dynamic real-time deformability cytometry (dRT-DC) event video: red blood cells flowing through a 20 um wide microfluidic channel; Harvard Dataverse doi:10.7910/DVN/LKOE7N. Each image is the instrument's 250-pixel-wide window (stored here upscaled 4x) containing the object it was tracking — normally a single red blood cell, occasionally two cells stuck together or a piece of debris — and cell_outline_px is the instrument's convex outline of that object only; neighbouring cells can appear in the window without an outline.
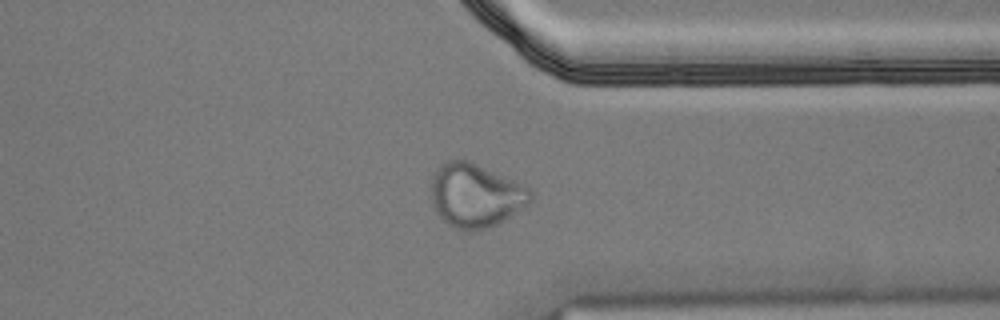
{"species": "Egyptian fruit bat (a non-hibernating species)", "species_latin": "Rousettus aegyptiacus", "temperature_condition": "cold", "stored_images_in_passage": 45, "camera_frame_rate_fps": 3000, "um_per_image_px": 0.085, "animal": {"sex": "male"}, "frame": {"image": 1, "passage_image": 32, "time_ms": 10.333, "image_size_px": [1000, 320], "cell_outline_px": [[532, 200], [528, 204], [496, 224], [484, 228], [456, 228], [448, 224], [436, 212], [432, 200], [432, 180], [436, 168], [440, 164], [448, 160], [464, 156], [528, 188], [532, 192]], "centroid_in_image_um": [40.39, 16.53], "position_along_channel_um": 371.0, "area_um2": 36.47}, "authors_computed_cell_mechanics": {"area_um2": 23.5824, "velocity_mm_per_s": 3.5833, "shape_relaxation_time_tau1_ms": null, "shape_relaxation_time_tau2_ms": 1.6527, "deformation_change_tau1": null, "deformation_change_tau2": 0.0733}}